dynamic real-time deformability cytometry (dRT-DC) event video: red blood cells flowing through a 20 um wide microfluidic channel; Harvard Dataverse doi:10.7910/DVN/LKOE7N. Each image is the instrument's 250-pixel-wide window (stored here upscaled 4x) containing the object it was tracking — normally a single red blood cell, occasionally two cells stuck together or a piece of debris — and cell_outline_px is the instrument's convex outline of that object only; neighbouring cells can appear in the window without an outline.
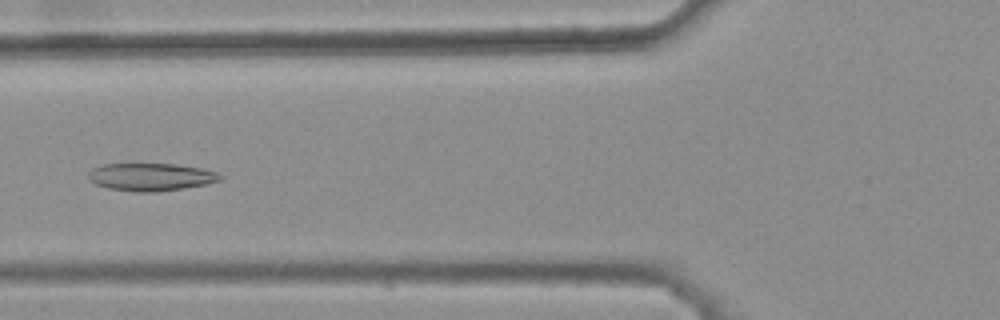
{"species": "common noctule bat (a hibernating species)", "species_latin": "Nyctalus noctula", "temperature_condition": "warm", "stored_images_in_passage": 33, "camera_frame_rate_fps": 3000, "um_per_image_px": 0.085, "animal": {"sex": "female", "body_mass_g": 25.1}, "frame": {"image": 1, "passage_image": 9, "time_ms": 2.667, "image_size_px": [1000, 320], "cell_outline_px": [[224, 176], [220, 180], [204, 184], [184, 188], [156, 192], [136, 192], [108, 188], [96, 184], [88, 180], [88, 172], [92, 168], [104, 164], [176, 164], [200, 168], [216, 172]], "centroid_in_image_um": [12.79, 15.04], "position_along_channel_um": 113.0, "area_um2": 21.21}}
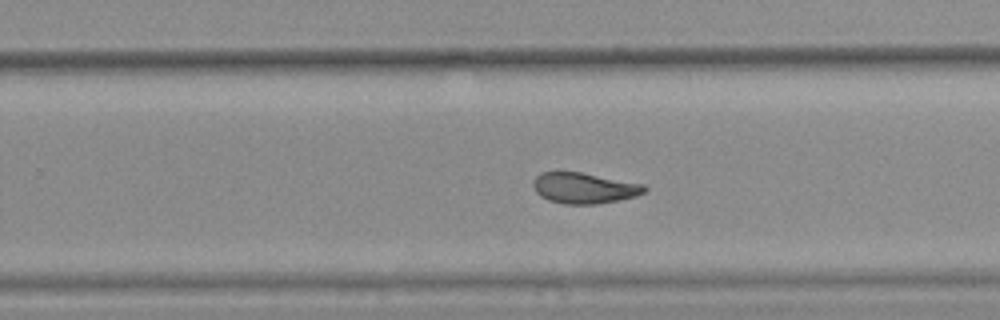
{"frame": {"image": 2, "passage_image": 22, "time_ms": 7.0, "image_size_px": [1000, 320], "cell_outline_px": [[648, 188], [644, 192], [636, 196], [596, 204], [564, 204], [548, 200], [540, 196], [536, 192], [532, 184], [532, 180], [540, 172], [580, 172], [644, 184]], "centroid_in_image_um": [49.62, 15.98], "position_along_channel_um": 280.2, "area_um2": 19.94}}
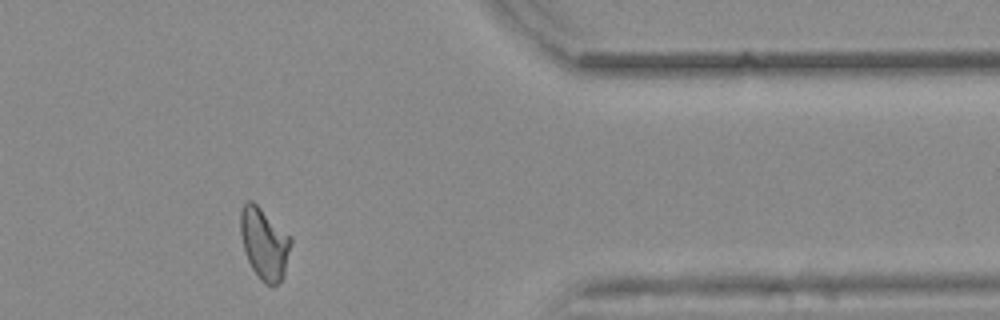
{"frame": {"image": 3, "passage_image": 32, "time_ms": 10.333, "image_size_px": [1000, 320], "cell_outline_px": [[292, 240], [284, 272], [280, 280], [272, 288], [264, 284], [260, 280], [252, 268], [248, 260], [244, 248], [240, 232], [240, 212], [244, 204], [248, 200], [252, 200], [292, 236]], "centroid_in_image_um": [22.47, 20.69], "position_along_channel_um": 388.9, "area_um2": 20.98}, "authors_computed_cell_mechanics": {"area_um2": 20.6346, "velocity_mm_per_s": 3.865, "shape_relaxation_time_tau1_ms": null, "shape_relaxation_time_tau2_ms": 2.6402, "deformation_change_tau1": null, "deformation_change_tau2": 0.0879}}